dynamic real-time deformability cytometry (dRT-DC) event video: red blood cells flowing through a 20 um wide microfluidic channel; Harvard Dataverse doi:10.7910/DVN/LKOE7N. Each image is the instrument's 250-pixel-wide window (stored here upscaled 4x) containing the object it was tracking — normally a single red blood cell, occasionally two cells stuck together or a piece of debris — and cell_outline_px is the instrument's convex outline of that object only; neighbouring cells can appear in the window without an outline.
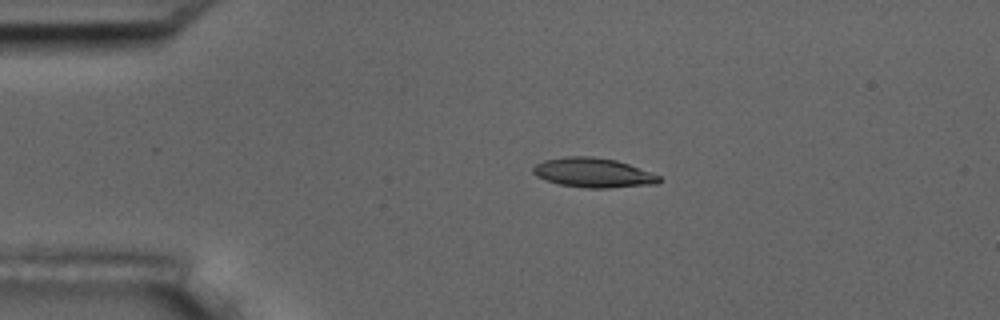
{"species": "common noctule bat (a hibernating species)", "species_latin": "Nyctalus noctula", "temperature_condition": "room temperature", "stored_images_in_passage": 4, "camera_frame_rate_fps": 3000, "um_per_image_px": 0.085, "animal": {"sex": "male", "body_mass_g": 17.5, "forearm_length_mm": 52.3}, "frame": {"image": 1, "passage_image": 3, "time_ms": 2.333, "image_size_px": [1000, 320], "cell_outline_px": [[660, 180], [656, 184], [612, 188], [588, 188], [560, 184], [536, 176], [532, 172], [532, 168], [536, 164], [544, 160], [564, 156], [592, 156], [616, 160], [628, 164], [660, 176]], "centroid_in_image_um": [50.41, 14.68], "position_along_channel_um": 34.6, "area_um2": 21.56}}